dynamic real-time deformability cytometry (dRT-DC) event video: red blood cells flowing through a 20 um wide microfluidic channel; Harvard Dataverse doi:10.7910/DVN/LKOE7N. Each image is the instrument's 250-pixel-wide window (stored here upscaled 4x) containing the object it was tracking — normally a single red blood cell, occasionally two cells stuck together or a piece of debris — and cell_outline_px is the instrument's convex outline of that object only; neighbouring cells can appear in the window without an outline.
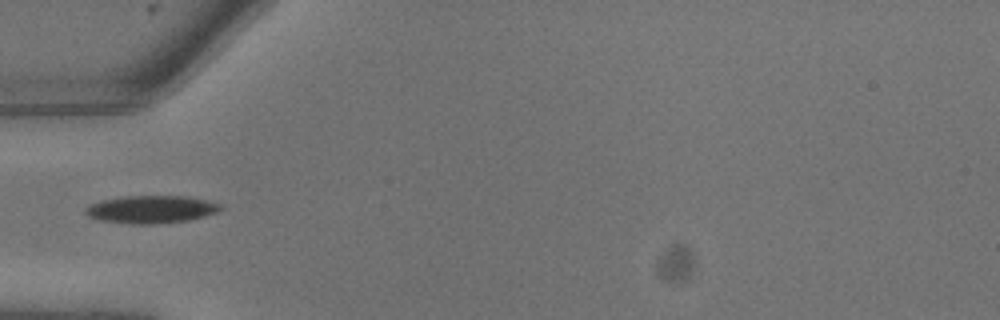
{"species": "common noctule bat (a hibernating species)", "species_latin": "Nyctalus noctula", "temperature_condition": "warm", "stored_images_in_passage": 6, "camera_frame_rate_fps": 3000, "um_per_image_px": 0.085, "animal": {"sex": "male", "body_mass_g": 13.3}, "frame": {"image": 1, "passage_image": 1, "time_ms": 0.0, "image_size_px": [1000, 320], "cell_outline_px": [[224, 208], [220, 212], [188, 220], [148, 224], [132, 224], [100, 220], [88, 216], [84, 212], [84, 208], [100, 200], [124, 196], [188, 196], [208, 200], [220, 204]], "centroid_in_image_um": [12.87, 17.78], "position_along_channel_um": 72.1, "area_um2": 21.85}}
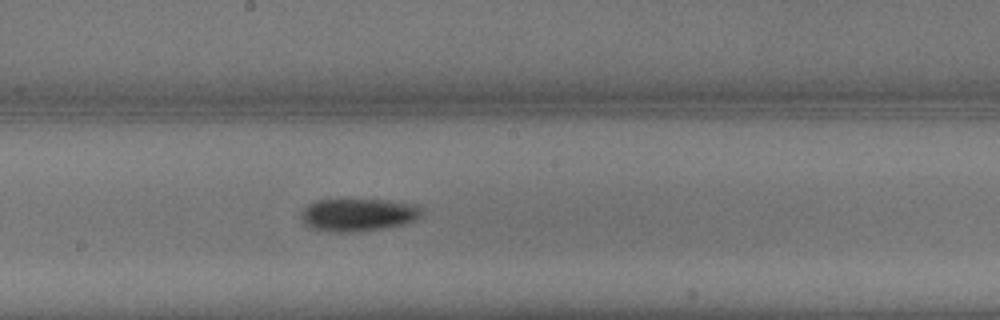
{"frame": {"image": 2, "passage_image": 6, "time_ms": 1.667, "image_size_px": [1000, 320], "cell_outline_px": [[424, 208], [420, 216], [404, 224], [360, 232], [336, 232], [308, 228], [304, 224], [300, 216], [300, 212], [308, 204], [316, 200], [388, 200], [412, 204]], "centroid_in_image_um": [30.39, 18.26], "position_along_channel_um": 217.8, "area_um2": 23.06}}